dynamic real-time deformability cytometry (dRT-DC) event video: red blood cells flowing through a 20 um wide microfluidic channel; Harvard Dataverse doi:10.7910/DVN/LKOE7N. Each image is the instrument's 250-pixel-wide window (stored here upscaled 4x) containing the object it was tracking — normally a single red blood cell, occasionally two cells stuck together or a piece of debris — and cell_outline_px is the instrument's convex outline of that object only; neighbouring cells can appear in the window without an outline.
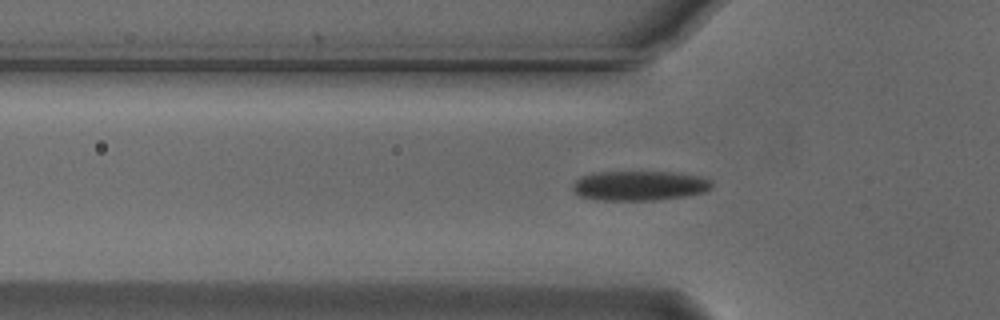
{"species": "Egyptian fruit bat (a non-hibernating species)", "species_latin": "Rousettus aegyptiacus", "temperature_condition": "cold", "stored_images_in_passage": 32, "camera_frame_rate_fps": 3000, "um_per_image_px": 0.085, "animal": {"sex": "male"}, "frame": {"image": 1, "passage_image": 2, "time_ms": 0.333, "image_size_px": [1000, 320], "cell_outline_px": [[712, 188], [704, 192], [684, 196], [652, 200], [604, 200], [580, 196], [572, 188], [572, 184], [580, 176], [592, 172], [672, 172], [700, 176], [712, 180]], "centroid_in_image_um": [54.35, 15.77], "position_along_channel_um": 71.4, "area_um2": 24.04}}
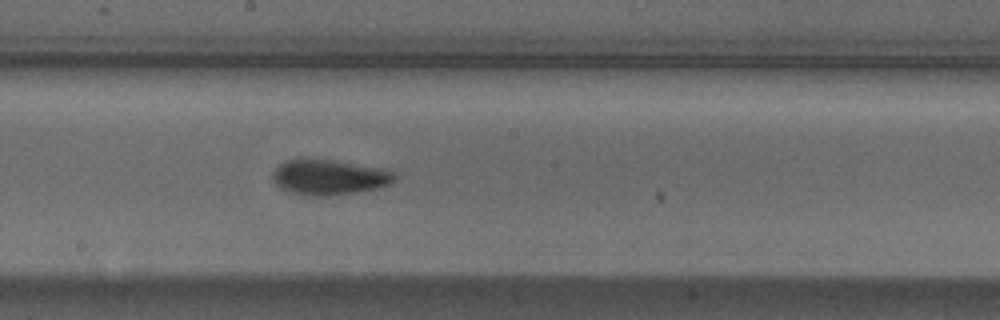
{"frame": {"image": 2, "passage_image": 14, "time_ms": 4.333, "image_size_px": [1000, 320], "cell_outline_px": [[396, 176], [388, 184], [380, 188], [356, 192], [328, 196], [308, 196], [292, 192], [280, 188], [272, 180], [272, 172], [284, 160], [300, 156], [308, 156], [384, 168], [392, 172]], "centroid_in_image_um": [27.9, 15.02], "position_along_channel_um": 220.3, "area_um2": 25.72}}
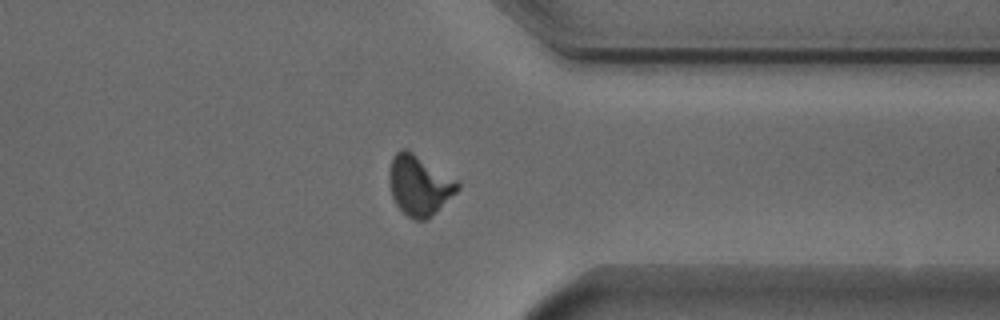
{"frame": {"image": 3, "passage_image": 27, "time_ms": 8.667, "image_size_px": [1000, 320], "cell_outline_px": [[460, 188], [456, 192], [424, 220], [416, 220], [408, 216], [396, 204], [392, 196], [388, 180], [388, 172], [392, 156], [400, 148], [408, 148], [460, 180]], "centroid_in_image_um": [35.63, 15.66], "position_along_channel_um": 375.8, "area_um2": 24.16}}